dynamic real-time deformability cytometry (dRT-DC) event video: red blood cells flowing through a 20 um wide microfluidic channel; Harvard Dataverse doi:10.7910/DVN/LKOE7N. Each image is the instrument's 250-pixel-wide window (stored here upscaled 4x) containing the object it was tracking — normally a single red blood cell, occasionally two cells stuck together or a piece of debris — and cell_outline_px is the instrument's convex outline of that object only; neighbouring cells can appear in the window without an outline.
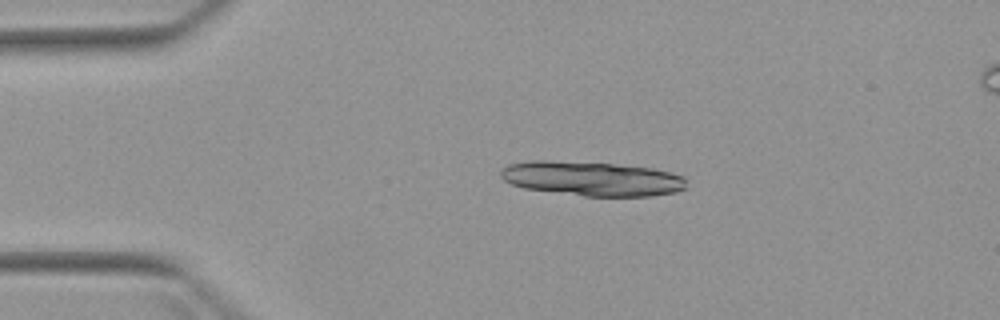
{"species": "Egyptian fruit bat (a non-hibernating species)", "species_latin": "Rousettus aegyptiacus", "temperature_condition": "warm", "stored_images_in_passage": 6, "camera_frame_rate_fps": 3000, "um_per_image_px": 0.085, "animal": {"sex": "female"}, "frame": {"image": 1, "passage_image": 3, "time_ms": 2.667, "image_size_px": [1000, 320], "cell_outline_px": [[688, 188], [676, 192], [648, 196], [584, 196], [524, 188], [512, 184], [504, 180], [500, 176], [500, 168], [508, 164], [532, 160], [552, 160], [612, 164], [652, 168], [684, 176]], "centroid_in_image_um": [50.3, 15.18], "position_along_channel_um": 34.7, "area_um2": 37.34}}
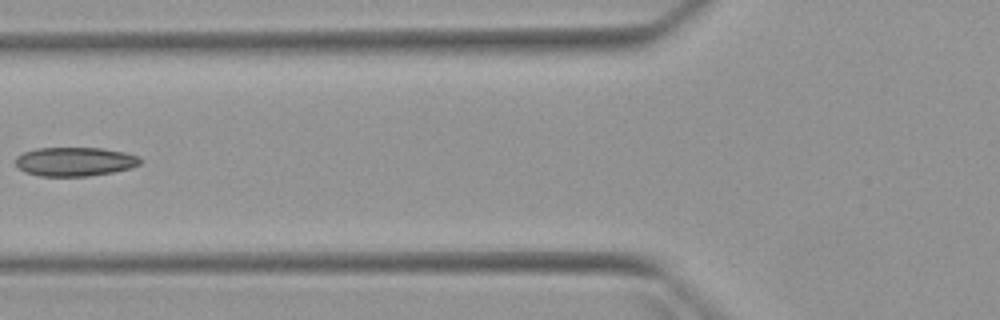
{"frame": {"image": 2, "passage_image": 5, "time_ms": 6.0, "image_size_px": [1000, 320], "cell_outline_px": [[144, 160], [140, 164], [128, 168], [112, 172], [88, 176], [40, 176], [24, 172], [16, 168], [16, 156], [24, 152], [36, 148], [100, 148], [124, 152], [136, 156]], "centroid_in_image_um": [6.32, 13.74], "position_along_channel_um": 119.5, "area_um2": 21.04}}
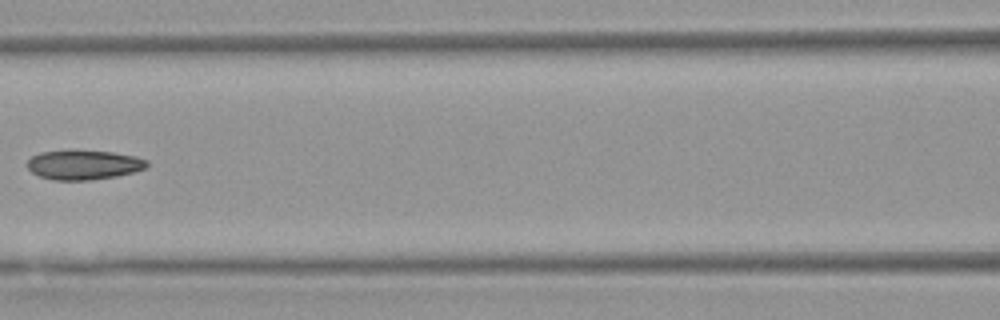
{"frame": {"image": 3, "passage_image": 6, "time_ms": 7.0, "image_size_px": [1000, 320], "cell_outline_px": [[148, 164], [144, 168], [132, 172], [116, 176], [92, 180], [52, 180], [40, 176], [32, 172], [28, 168], [28, 160], [32, 156], [40, 152], [72, 148], [112, 152], [136, 156], [148, 160]], "centroid_in_image_um": [7.09, 13.97], "position_along_channel_um": 159.5, "area_um2": 21.04}}